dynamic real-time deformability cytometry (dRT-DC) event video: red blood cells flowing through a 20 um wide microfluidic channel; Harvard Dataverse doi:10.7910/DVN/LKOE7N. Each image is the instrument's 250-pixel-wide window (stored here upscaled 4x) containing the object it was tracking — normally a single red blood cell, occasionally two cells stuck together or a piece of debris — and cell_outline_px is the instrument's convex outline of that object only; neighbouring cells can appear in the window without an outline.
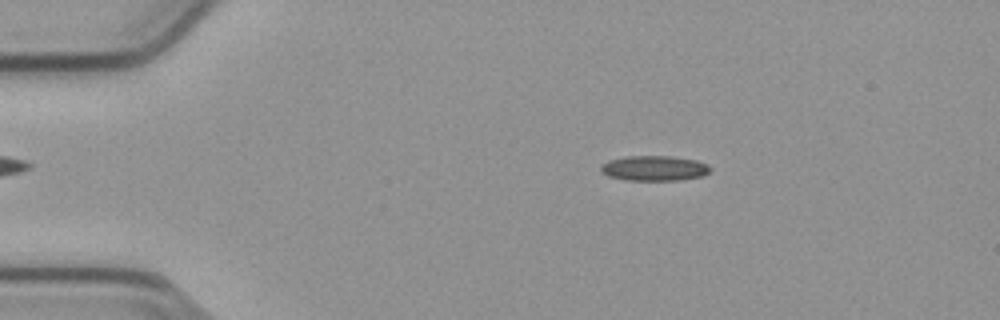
{"species": "common noctule bat (a hibernating species)", "species_latin": "Nyctalus noctula", "temperature_condition": "cold", "stored_images_in_passage": 54, "camera_frame_rate_fps": 3000, "um_per_image_px": 0.085, "animal": {"sex": "male", "body_mass_g": 23.1, "forearm_length_mm": 52.7}, "frame": {"image": 1, "passage_image": 10, "time_ms": 3.0, "image_size_px": [1000, 320], "cell_outline_px": [[712, 168], [708, 172], [700, 176], [680, 180], [624, 180], [608, 176], [600, 172], [600, 164], [608, 160], [624, 156], [668, 156], [696, 160], [708, 164]], "centroid_in_image_um": [55.55, 14.29], "position_along_channel_um": 29.4, "area_um2": 16.13}}
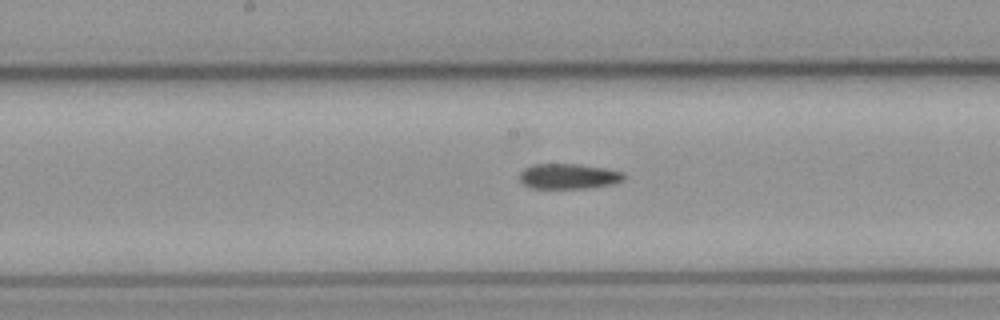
{"frame": {"image": 2, "passage_image": 28, "time_ms": 9.0, "image_size_px": [1000, 320], "cell_outline_px": [[624, 180], [612, 184], [588, 188], [532, 188], [524, 184], [520, 180], [520, 172], [524, 168], [532, 164], [580, 164], [604, 168], [624, 172]], "centroid_in_image_um": [48.33, 14.98], "position_along_channel_um": 199.9, "area_um2": 15.37}}
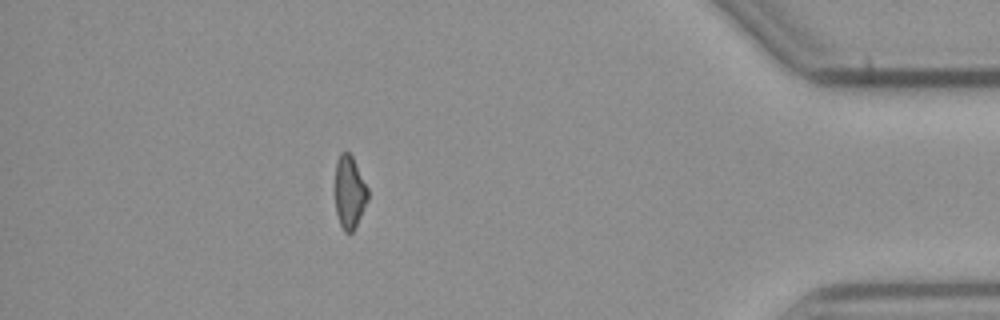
{"frame": {"image": 3, "passage_image": 48, "time_ms": 15.667, "image_size_px": [1000, 320], "cell_outline_px": [[368, 200], [356, 228], [352, 232], [344, 232], [340, 224], [336, 212], [336, 160], [340, 152], [348, 152], [352, 156], [368, 188]], "centroid_in_image_um": [29.72, 16.35], "position_along_channel_um": 405.5, "area_um2": 13.87}}